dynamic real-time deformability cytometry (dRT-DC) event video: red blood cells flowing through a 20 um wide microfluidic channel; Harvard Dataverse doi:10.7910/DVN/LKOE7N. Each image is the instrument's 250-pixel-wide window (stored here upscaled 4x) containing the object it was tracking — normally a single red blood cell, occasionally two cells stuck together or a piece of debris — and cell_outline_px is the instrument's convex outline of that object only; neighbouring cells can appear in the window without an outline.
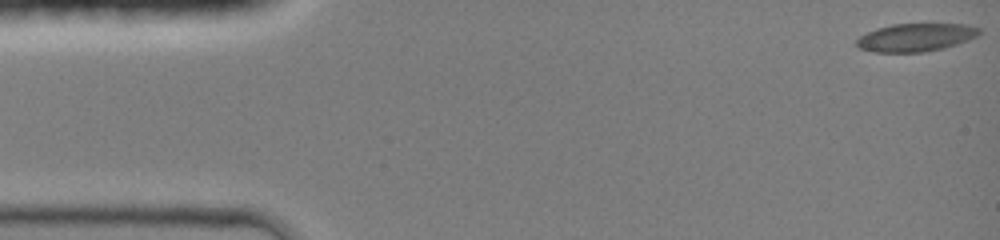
{"species": "common noctule bat (a hibernating species)", "species_latin": "Nyctalus noctula", "temperature_condition": "room temperature", "stored_images_in_passage": 50, "camera_frame_rate_fps": 3000, "um_per_image_px": 0.085, "animal": {"sex": "female", "body_mass_g": 19.0, "forearm_length_mm": 51.5}, "frame": {"image": 1, "passage_image": 1, "time_ms": 0.0, "image_size_px": [1000, 240], "cell_outline_px": [[980, 32], [976, 36], [968, 40], [944, 48], [924, 52], [872, 52], [860, 48], [856, 44], [856, 40], [860, 36], [876, 28], [892, 24], [964, 24], [980, 28]], "centroid_in_image_um": [77.82, 3.18], "position_along_channel_um": 7.2, "area_um2": 19.94}}
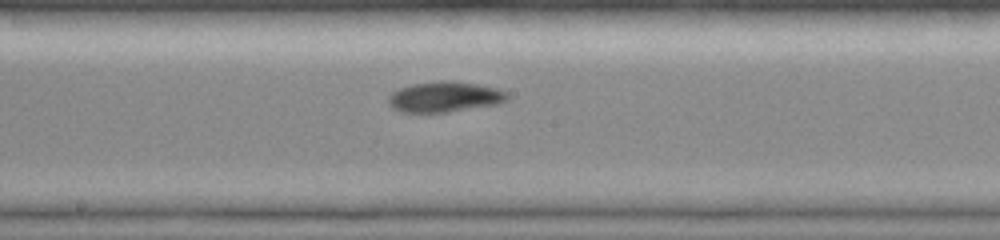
{"frame": {"image": 2, "passage_image": 29, "time_ms": 7.667, "image_size_px": [1000, 240], "cell_outline_px": [[508, 100], [500, 104], [448, 112], [400, 112], [392, 108], [388, 104], [388, 96], [392, 92], [400, 88], [412, 84], [440, 80], [452, 80], [476, 84], [496, 88], [508, 92]], "centroid_in_image_um": [37.8, 8.23], "position_along_channel_um": 210.4, "area_um2": 21.39}}
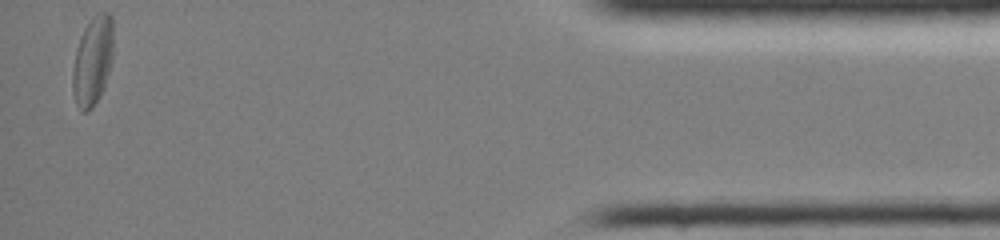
{"frame": {"image": 3, "passage_image": 50, "time_ms": 14.333, "image_size_px": [1000, 240], "cell_outline_px": [[112, 60], [104, 88], [100, 96], [92, 108], [88, 112], [80, 112], [76, 104], [72, 92], [72, 72], [76, 48], [84, 28], [92, 16], [96, 12], [108, 12], [112, 16]], "centroid_in_image_um": [7.86, 5.19], "position_along_channel_um": 427.3, "area_um2": 21.39}}